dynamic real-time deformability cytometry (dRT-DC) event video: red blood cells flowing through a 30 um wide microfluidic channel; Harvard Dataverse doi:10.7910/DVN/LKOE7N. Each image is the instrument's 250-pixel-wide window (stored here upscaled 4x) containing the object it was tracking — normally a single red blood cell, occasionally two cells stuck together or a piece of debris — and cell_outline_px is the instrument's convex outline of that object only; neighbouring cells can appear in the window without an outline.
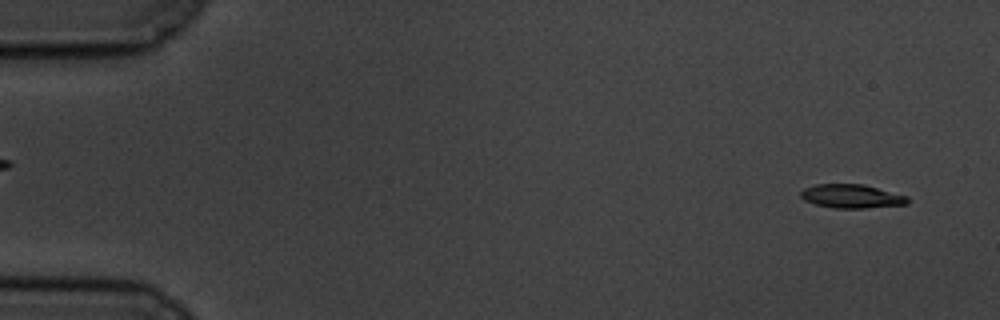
{"species": "common noctule bat (a hibernating species)", "species_latin": "Nyctalus noctula", "temperature_condition": "cold", "stored_images_in_passage": 58, "camera_frame_rate_fps": 3000, "um_per_image_px": 0.085, "animal": {"sex": "male", "body_mass_g": 19.5, "forearm_length_mm": 54.6}, "frame": {"image": 1, "passage_image": 3, "time_ms": 0.667, "image_size_px": [1000, 320], "cell_outline_px": [[908, 204], [864, 208], [836, 208], [816, 204], [804, 200], [800, 196], [800, 192], [804, 188], [816, 184], [864, 184], [908, 196]], "centroid_in_image_um": [72.38, 16.67], "position_along_channel_um": 12.6, "area_um2": 14.74}}
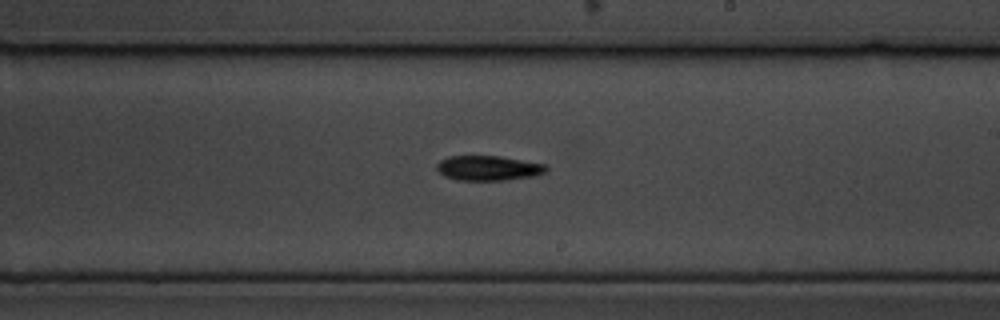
{"frame": {"image": 2, "passage_image": 34, "time_ms": 11.0, "image_size_px": [1000, 320], "cell_outline_px": [[548, 168], [544, 172], [532, 176], [504, 180], [456, 180], [444, 176], [436, 168], [436, 164], [440, 160], [448, 156], [500, 156], [548, 164]], "centroid_in_image_um": [41.5, 14.28], "position_along_channel_um": 247.5, "area_um2": 15.9}}
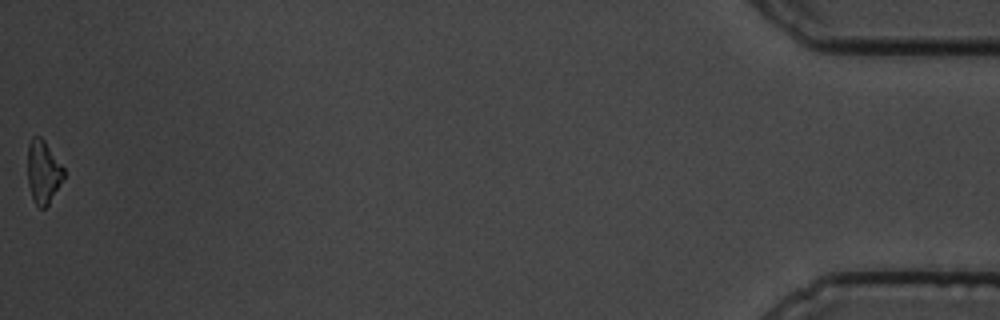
{"frame": {"image": 3, "passage_image": 58, "time_ms": 19.0, "image_size_px": [1000, 320], "cell_outline_px": [[64, 176], [48, 204], [44, 208], [40, 208], [32, 200], [28, 184], [28, 144], [32, 136], [40, 136], [44, 140], [64, 168]], "centroid_in_image_um": [3.65, 14.6], "position_along_channel_um": 431.6, "area_um2": 13.12}, "authors_computed_cell_mechanics": {"area_um2": 15.4326, "velocity_mm_per_s": 3.4643, "shape_relaxation_time_tau1_ms": 5.7195, "shape_relaxation_time_tau2_ms": null, "deformation_change_tau1": 0.1656, "deformation_change_tau2": null}}